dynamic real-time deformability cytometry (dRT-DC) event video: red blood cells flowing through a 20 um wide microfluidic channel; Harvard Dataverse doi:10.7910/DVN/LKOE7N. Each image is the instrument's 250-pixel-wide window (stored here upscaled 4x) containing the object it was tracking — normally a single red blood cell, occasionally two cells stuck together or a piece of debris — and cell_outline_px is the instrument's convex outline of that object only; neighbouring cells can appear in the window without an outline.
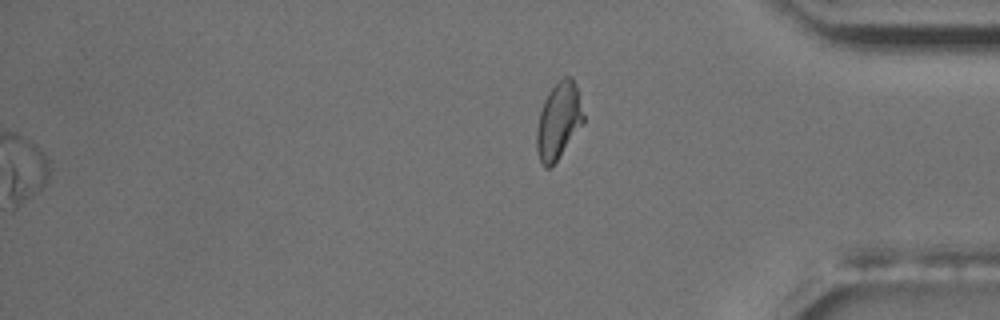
{"species": "common noctule bat (a hibernating species)", "species_latin": "Nyctalus noctula", "temperature_condition": "room temperature", "stored_images_in_passage": 57, "segment_of_instrument_passage": [2, 2], "camera_frame_rate_fps": 3000, "um_per_image_px": 0.085, "animal": {"sex": "male", "body_mass_g": 17.5, "forearm_length_mm": 52.3}, "frame": {"image": 1, "passage_image": 57, "time_ms": 18.667, "image_size_px": [1000, 320], "cell_outline_px": [[584, 120], [556, 160], [548, 168], [544, 168], [540, 160], [536, 148], [536, 128], [540, 112], [544, 100], [548, 92], [564, 76], [572, 76], [576, 84], [584, 116]], "centroid_in_image_um": [47.45, 10.23], "position_along_channel_um": 387.7, "area_um2": 20.35}}